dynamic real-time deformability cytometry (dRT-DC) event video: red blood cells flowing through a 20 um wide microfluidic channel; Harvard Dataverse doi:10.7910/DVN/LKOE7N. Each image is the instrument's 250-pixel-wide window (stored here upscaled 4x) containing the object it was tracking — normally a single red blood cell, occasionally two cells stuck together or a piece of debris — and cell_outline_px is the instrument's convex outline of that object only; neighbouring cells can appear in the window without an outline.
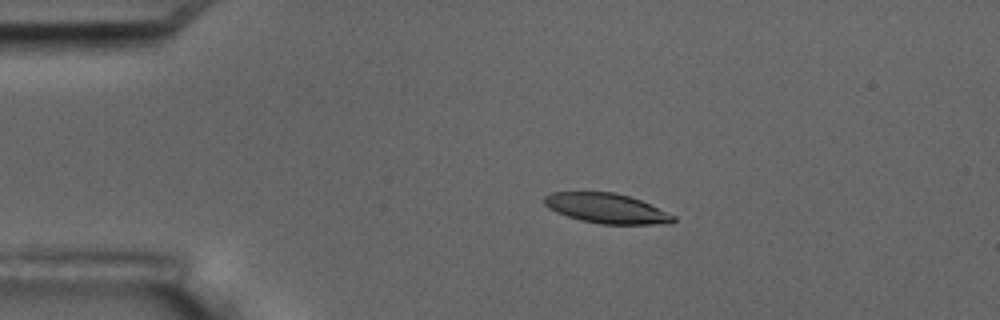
{"species": "common noctule bat (a hibernating species)", "species_latin": "Nyctalus noctula", "temperature_condition": "room temperature", "stored_images_in_passage": 8, "camera_frame_rate_fps": 3000, "um_per_image_px": 0.085, "animal": {"sex": "male", "body_mass_g": 17.5, "forearm_length_mm": 52.3}, "frame": {"image": 1, "passage_image": 3, "time_ms": 2.667, "image_size_px": [1000, 320], "cell_outline_px": [[676, 220], [672, 224], [600, 224], [580, 220], [556, 212], [544, 204], [544, 196], [552, 192], [612, 192], [628, 196], [640, 200], [676, 216]], "centroid_in_image_um": [51.57, 17.72], "position_along_channel_um": 33.4, "area_um2": 22.37}}
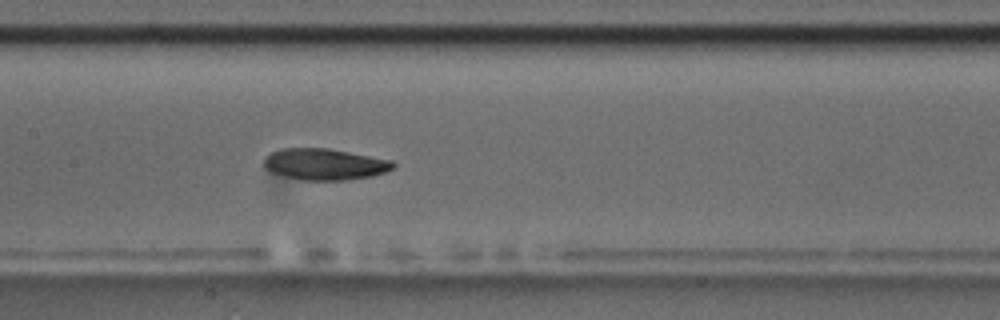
{"frame": {"image": 2, "passage_image": 8, "time_ms": 8.0, "image_size_px": [1000, 320], "cell_outline_px": [[396, 164], [392, 168], [384, 172], [372, 176], [344, 180], [300, 180], [268, 172], [264, 168], [264, 156], [280, 148], [328, 148], [392, 160]], "centroid_in_image_um": [27.54, 13.96], "position_along_channel_um": 179.9, "area_um2": 23.76}}